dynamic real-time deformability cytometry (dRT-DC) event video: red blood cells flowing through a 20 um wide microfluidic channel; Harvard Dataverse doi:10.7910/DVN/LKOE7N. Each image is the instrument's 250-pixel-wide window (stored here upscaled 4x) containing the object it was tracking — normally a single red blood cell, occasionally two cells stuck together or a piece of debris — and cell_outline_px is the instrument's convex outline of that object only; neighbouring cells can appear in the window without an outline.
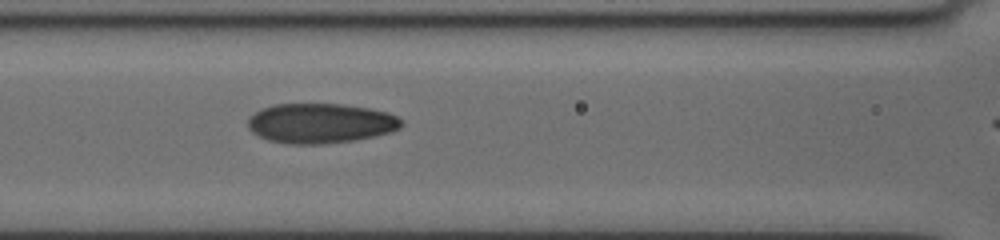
{"species": "human", "species_latin": "Homo sapiens", "temperature_condition": "cold", "stored_images_in_passage": 4, "segment_of_instrument_passage": [1, 2], "camera_frame_rate_fps": 3000, "um_per_image_px": 0.085, "donor": {"sex": "female"}, "frame": {"image": 1, "passage_image": 3, "time_ms": 2.0, "image_size_px": [1000, 240], "cell_outline_px": [[404, 124], [400, 128], [392, 132], [376, 136], [352, 140], [324, 144], [288, 144], [268, 140], [252, 132], [248, 128], [248, 116], [260, 108], [272, 104], [340, 104], [368, 108], [388, 112], [396, 116]], "centroid_in_image_um": [27.22, 10.47], "position_along_channel_um": 139.4, "area_um2": 35.89}}